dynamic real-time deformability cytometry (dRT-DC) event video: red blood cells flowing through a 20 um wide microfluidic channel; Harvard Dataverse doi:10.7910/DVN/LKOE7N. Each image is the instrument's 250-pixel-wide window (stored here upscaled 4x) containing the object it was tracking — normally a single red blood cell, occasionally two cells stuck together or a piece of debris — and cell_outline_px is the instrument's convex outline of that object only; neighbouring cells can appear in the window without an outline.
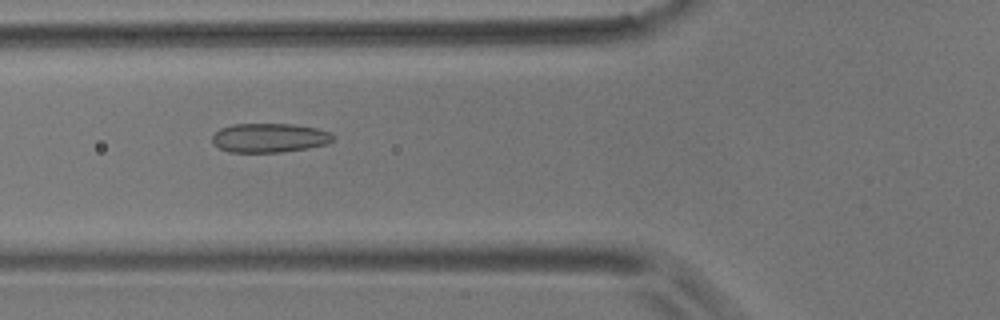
{"species": "common noctule bat (a hibernating species)", "species_latin": "Nyctalus noctula", "temperature_condition": "room temperature", "stored_images_in_passage": 47, "camera_frame_rate_fps": 3000, "um_per_image_px": 0.085, "animal": {"sex": "male", "body_mass_g": 17.9}, "frame": {"image": 1, "passage_image": 12, "time_ms": 3.667, "image_size_px": [1000, 320], "cell_outline_px": [[332, 140], [328, 144], [308, 148], [280, 152], [228, 152], [220, 148], [212, 140], [212, 136], [220, 128], [232, 124], [292, 124], [316, 128], [328, 132], [332, 136]], "centroid_in_image_um": [22.88, 11.71], "position_along_channel_um": 102.9, "area_um2": 20.35}}
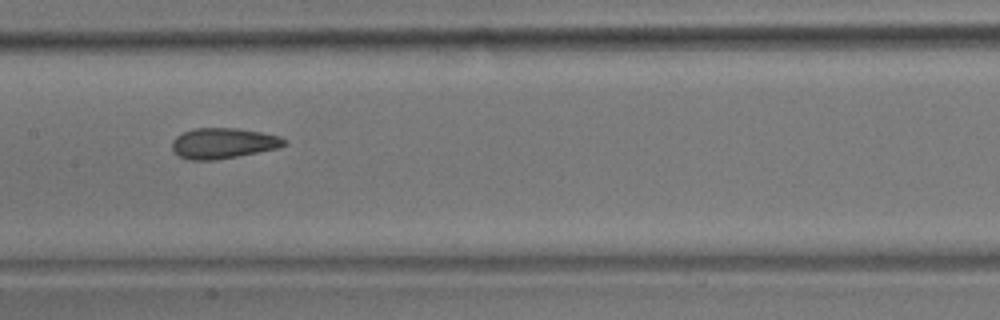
{"frame": {"image": 2, "passage_image": 19, "time_ms": 6.0, "image_size_px": [1000, 320], "cell_outline_px": [[284, 144], [280, 148], [216, 160], [188, 160], [180, 156], [172, 148], [172, 140], [176, 136], [184, 132], [196, 128], [236, 128], [260, 132], [280, 136], [284, 140]], "centroid_in_image_um": [18.95, 12.18], "position_along_channel_um": 188.4, "area_um2": 19.83}}
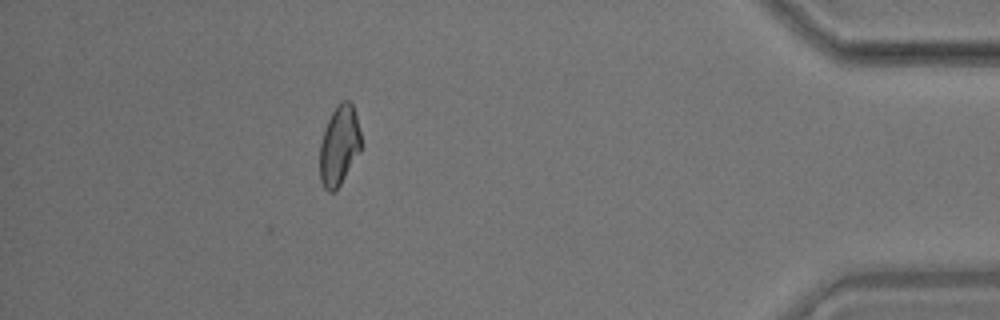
{"frame": {"image": 3, "passage_image": 41, "time_ms": 13.333, "image_size_px": [1000, 320], "cell_outline_px": [[360, 152], [336, 192], [328, 192], [324, 188], [320, 180], [320, 144], [328, 120], [332, 112], [340, 100], [348, 100], [352, 104], [356, 116], [360, 132]], "centroid_in_image_um": [28.83, 12.4], "position_along_channel_um": 406.4, "area_um2": 19.13}, "authors_computed_cell_mechanics": {"area_um2": 19.8254, "velocity_mm_per_s": 3.637, "shape_relaxation_time_tau1_ms": null, "shape_relaxation_time_tau2_ms": 2.1496, "deformation_change_tau1": null, "deformation_change_tau2": 0.09}}